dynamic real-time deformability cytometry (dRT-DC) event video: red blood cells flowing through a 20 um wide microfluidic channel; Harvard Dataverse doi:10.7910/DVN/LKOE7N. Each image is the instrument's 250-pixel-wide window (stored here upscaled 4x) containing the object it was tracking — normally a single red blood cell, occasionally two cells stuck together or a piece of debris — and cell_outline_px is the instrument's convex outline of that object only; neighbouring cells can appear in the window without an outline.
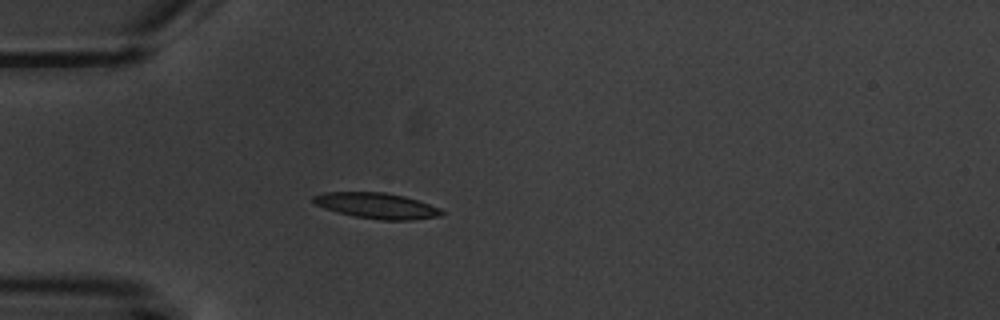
{"species": "common noctule bat (a hibernating species)", "species_latin": "Nyctalus noctula", "temperature_condition": "warm", "stored_images_in_passage": 1, "camera_frame_rate_fps": 3000, "um_per_image_px": 0.085, "animal": {"sex": "male", "body_mass_g": 20.1, "forearm_length_mm": 53.5}, "frame": {"image": 1, "passage_image": 1, "time_ms": 0.0, "image_size_px": [1000, 320], "cell_outline_px": [[444, 212], [440, 216], [412, 220], [380, 220], [352, 216], [324, 208], [316, 204], [312, 200], [312, 196], [324, 192], [384, 192], [404, 196], [440, 208]], "centroid_in_image_um": [32.0, 17.48], "position_along_channel_um": 53.0, "area_um2": 19.19}}